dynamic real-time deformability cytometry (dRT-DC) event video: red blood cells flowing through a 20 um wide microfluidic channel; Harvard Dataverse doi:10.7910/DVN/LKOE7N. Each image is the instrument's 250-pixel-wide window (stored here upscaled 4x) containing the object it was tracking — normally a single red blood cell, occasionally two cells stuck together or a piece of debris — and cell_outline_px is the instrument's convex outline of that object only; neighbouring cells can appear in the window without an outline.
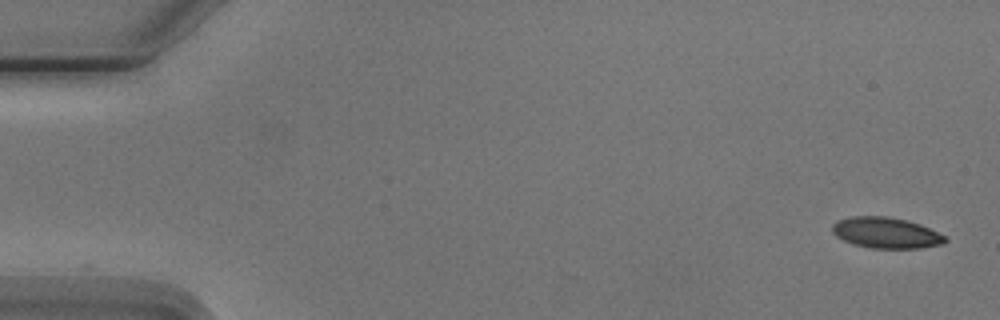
{"species": "Egyptian fruit bat (a non-hibernating species)", "species_latin": "Rousettus aegyptiacus", "temperature_condition": "cold", "stored_images_in_passage": 5, "camera_frame_rate_fps": 3000, "um_per_image_px": 0.085, "animal": {"sex": "male"}, "frame": {"image": 1, "passage_image": 1, "time_ms": 0.0, "image_size_px": [1000, 320], "cell_outline_px": [[948, 240], [944, 244], [920, 248], [872, 248], [856, 244], [844, 240], [836, 236], [832, 232], [832, 224], [836, 220], [848, 216], [888, 216], [908, 220], [920, 224], [944, 236]], "centroid_in_image_um": [75.29, 19.77], "position_along_channel_um": 9.7, "area_um2": 20.35}}
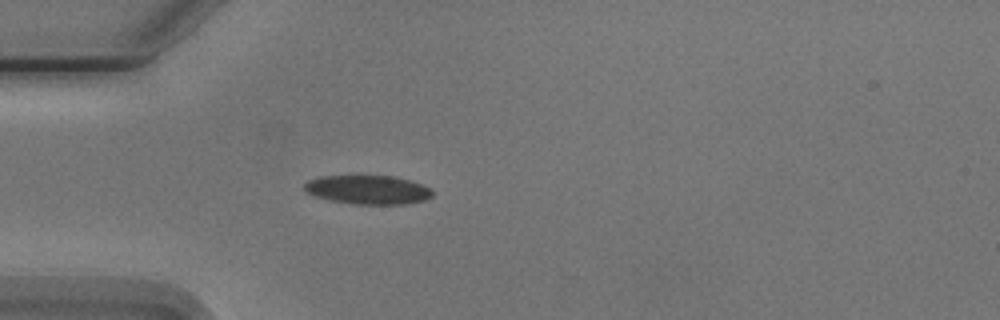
{"frame": {"image": 2, "passage_image": 5, "time_ms": 4.667, "image_size_px": [1000, 320], "cell_outline_px": [[432, 196], [424, 200], [408, 204], [352, 204], [328, 200], [312, 196], [304, 188], [304, 184], [308, 180], [320, 176], [396, 176], [432, 188]], "centroid_in_image_um": [31.25, 16.13], "position_along_channel_um": 53.7, "area_um2": 21.68}}